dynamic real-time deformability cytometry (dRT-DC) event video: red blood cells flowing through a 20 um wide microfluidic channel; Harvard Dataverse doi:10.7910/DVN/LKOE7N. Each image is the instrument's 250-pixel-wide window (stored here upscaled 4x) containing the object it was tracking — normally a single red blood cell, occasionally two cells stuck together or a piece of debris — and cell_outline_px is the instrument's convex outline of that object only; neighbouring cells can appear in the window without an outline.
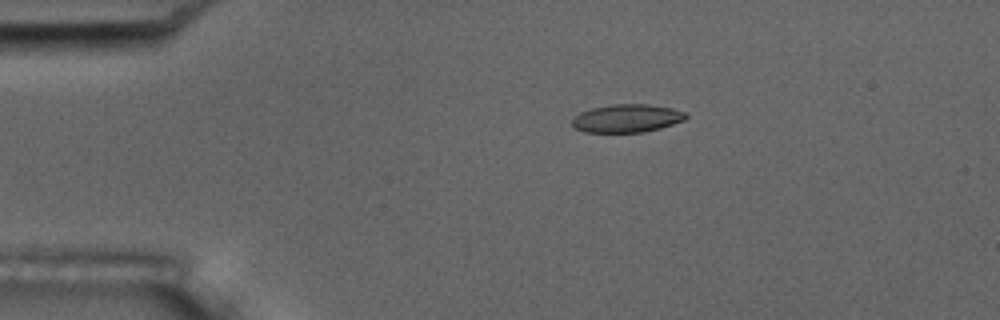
{"species": "common noctule bat (a hibernating species)", "species_latin": "Nyctalus noctula", "temperature_condition": "room temperature", "stored_images_in_passage": 5, "camera_frame_rate_fps": 3000, "um_per_image_px": 0.085, "animal": {"sex": "male", "body_mass_g": 17.5, "forearm_length_mm": 52.3}, "frame": {"image": 1, "passage_image": 3, "time_ms": 2.333, "image_size_px": [1000, 320], "cell_outline_px": [[688, 116], [684, 120], [660, 128], [644, 132], [584, 132], [572, 128], [572, 120], [580, 112], [592, 108], [612, 104], [648, 104], [672, 108], [684, 112]], "centroid_in_image_um": [53.26, 10.06], "position_along_channel_um": 31.7, "area_um2": 18.61}}
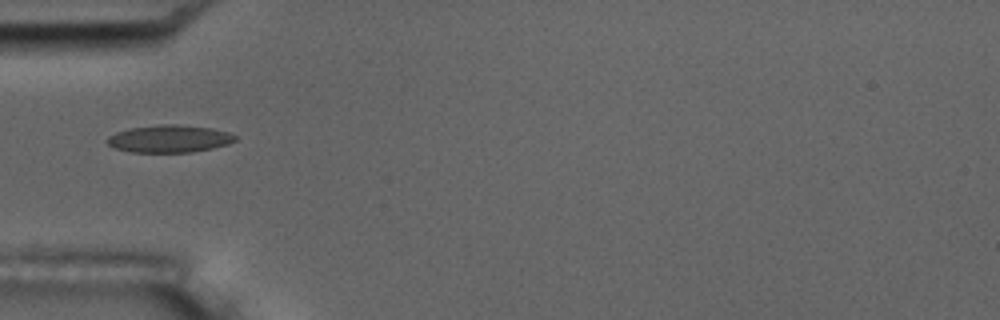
{"frame": {"image": 2, "passage_image": 5, "time_ms": 4.667, "image_size_px": [1000, 320], "cell_outline_px": [[236, 140], [228, 144], [212, 148], [192, 152], [132, 152], [116, 148], [108, 144], [108, 136], [116, 132], [128, 128], [164, 124], [176, 124], [212, 128], [228, 132], [236, 136]], "centroid_in_image_um": [14.41, 11.79], "position_along_channel_um": 70.6, "area_um2": 20.35}}